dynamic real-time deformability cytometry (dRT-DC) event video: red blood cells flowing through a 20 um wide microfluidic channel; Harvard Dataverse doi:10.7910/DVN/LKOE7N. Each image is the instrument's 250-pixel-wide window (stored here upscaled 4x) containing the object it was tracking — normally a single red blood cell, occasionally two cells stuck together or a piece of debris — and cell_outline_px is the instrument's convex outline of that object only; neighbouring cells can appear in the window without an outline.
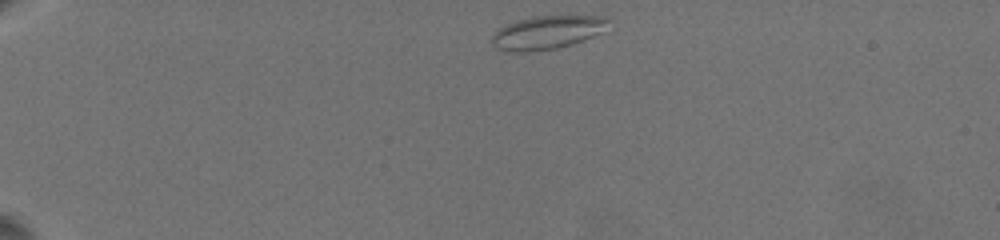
{"species": "common noctule bat (a hibernating species)", "species_latin": "Nyctalus noctula", "temperature_condition": "warm", "stored_images_in_passage": 16, "camera_frame_rate_fps": 3000, "um_per_image_px": 0.085, "animal": {"sex": "female", "body_mass_g": 19.5, "forearm_length_mm": 54.1}, "frame": {"image": 1, "passage_image": 1, "time_ms": 0.0, "image_size_px": [1000, 240], "cell_outline_px": [[612, 20], [604, 32], [584, 40], [572, 44], [556, 48], [524, 52], [504, 52], [496, 48], [492, 44], [492, 36], [500, 28], [516, 20], [532, 16], [604, 16]], "centroid_in_image_um": [46.54, 2.76], "position_along_channel_um": 38.5, "area_um2": 22.89}}